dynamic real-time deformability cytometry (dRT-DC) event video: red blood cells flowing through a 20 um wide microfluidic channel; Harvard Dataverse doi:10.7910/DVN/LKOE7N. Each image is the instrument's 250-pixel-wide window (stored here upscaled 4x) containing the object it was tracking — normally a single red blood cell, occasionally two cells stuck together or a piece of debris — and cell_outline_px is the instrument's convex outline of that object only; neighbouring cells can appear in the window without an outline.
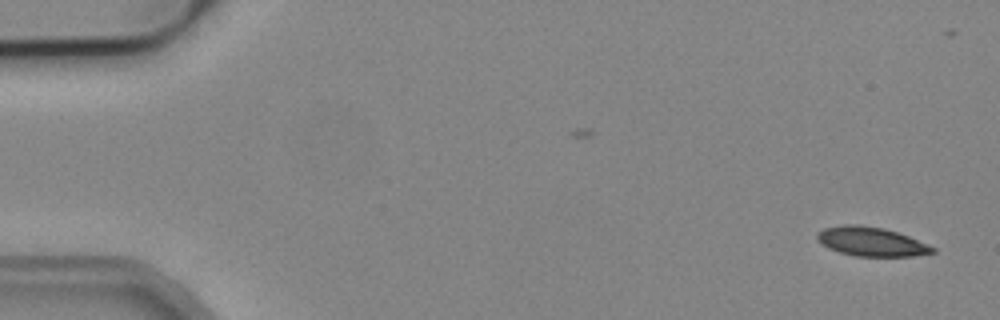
{"species": "common noctule bat (a hibernating species)", "species_latin": "Nyctalus noctula", "temperature_condition": "cold", "stored_images_in_passage": 4, "camera_frame_rate_fps": 3000, "um_per_image_px": 0.085, "animal": {"sex": "male", "body_mass_g": 19.2, "forearm_length_mm": 51.8}, "frame": {"image": 1, "passage_image": 1, "time_ms": 0.0, "image_size_px": [1000, 320], "cell_outline_px": [[936, 252], [912, 256], [856, 256], [840, 252], [828, 248], [816, 240], [816, 232], [824, 228], [844, 224], [860, 224], [884, 228], [908, 236], [936, 248]], "centroid_in_image_um": [74.01, 20.53], "position_along_channel_um": 11.0, "area_um2": 19.59}}
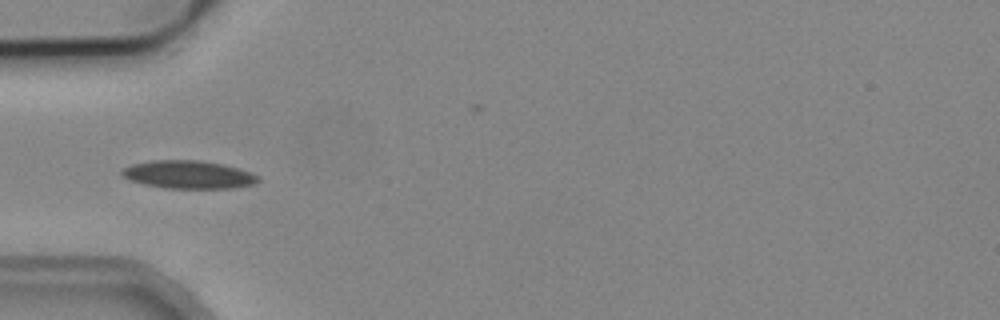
{"frame": {"image": 2, "passage_image": 4, "time_ms": 1.0, "image_size_px": [1000, 320], "cell_outline_px": [[260, 180], [252, 184], [232, 188], [164, 188], [144, 184], [128, 180], [120, 176], [120, 168], [132, 164], [152, 160], [200, 160], [224, 164], [248, 172], [256, 176]], "centroid_in_image_um": [15.9, 14.83], "position_along_channel_um": 69.1, "area_um2": 22.25}}